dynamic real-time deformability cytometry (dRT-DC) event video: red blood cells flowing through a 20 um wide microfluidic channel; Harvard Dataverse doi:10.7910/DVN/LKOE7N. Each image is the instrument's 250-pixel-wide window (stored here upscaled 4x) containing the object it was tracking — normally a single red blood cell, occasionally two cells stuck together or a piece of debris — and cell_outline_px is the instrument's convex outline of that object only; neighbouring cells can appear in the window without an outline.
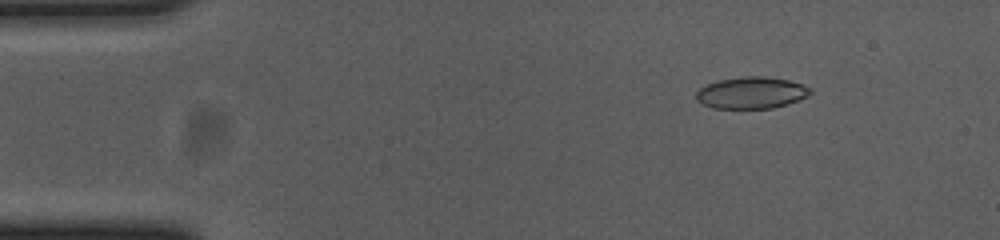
{"species": "common noctule bat (a hibernating species)", "species_latin": "Nyctalus noctula", "temperature_condition": "cold", "stored_images_in_passage": 55, "camera_frame_rate_fps": 3000, "um_per_image_px": 0.085, "animal": {"sex": "female", "body_mass_g": 23.0, "forearm_length_mm": 53.4}, "frame": {"image": 1, "passage_image": 7, "time_ms": 2.0, "image_size_px": [1000, 240], "cell_outline_px": [[812, 92], [808, 96], [788, 104], [772, 108], [712, 108], [696, 100], [696, 92], [704, 84], [716, 80], [744, 76], [764, 76], [788, 80], [812, 88]], "centroid_in_image_um": [63.85, 7.88], "position_along_channel_um": 21.2, "area_um2": 21.21}}
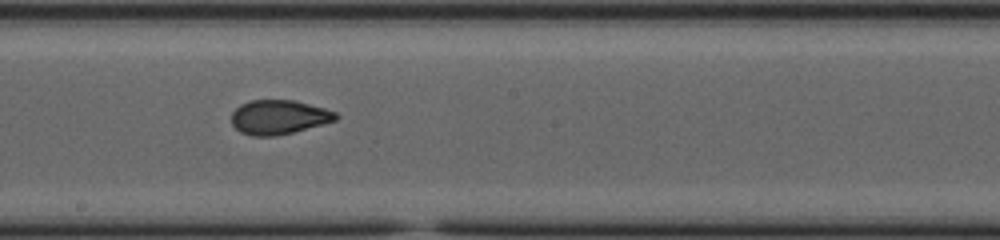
{"frame": {"image": 2, "passage_image": 30, "time_ms": 9.667, "image_size_px": [1000, 240], "cell_outline_px": [[340, 116], [336, 120], [292, 132], [272, 136], [252, 136], [240, 132], [232, 124], [232, 112], [240, 104], [252, 100], [296, 100], [324, 108], [336, 112]], "centroid_in_image_um": [23.69, 9.94], "position_along_channel_um": 224.5, "area_um2": 20.75}}
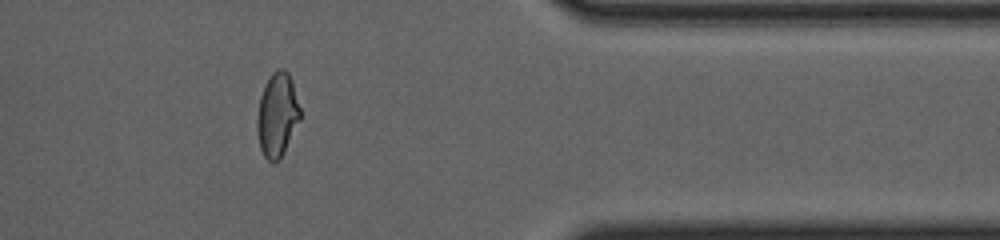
{"frame": {"image": 3, "passage_image": 45, "time_ms": 14.667, "image_size_px": [1000, 240], "cell_outline_px": [[300, 120], [284, 152], [272, 164], [264, 156], [260, 148], [256, 132], [256, 120], [260, 96], [264, 84], [272, 72], [276, 68], [284, 68], [288, 72], [292, 80], [300, 108]], "centroid_in_image_um": [23.55, 9.73], "position_along_channel_um": 387.9, "area_um2": 21.27}, "authors_computed_cell_mechanics": {"area_um2": 21.2704, "velocity_mm_per_s": 3.6825, "shape_relaxation_time_tau1_ms": null, "shape_relaxation_time_tau2_ms": 1.4719, "deformation_change_tau1": null, "deformation_change_tau2": 0.0731}}